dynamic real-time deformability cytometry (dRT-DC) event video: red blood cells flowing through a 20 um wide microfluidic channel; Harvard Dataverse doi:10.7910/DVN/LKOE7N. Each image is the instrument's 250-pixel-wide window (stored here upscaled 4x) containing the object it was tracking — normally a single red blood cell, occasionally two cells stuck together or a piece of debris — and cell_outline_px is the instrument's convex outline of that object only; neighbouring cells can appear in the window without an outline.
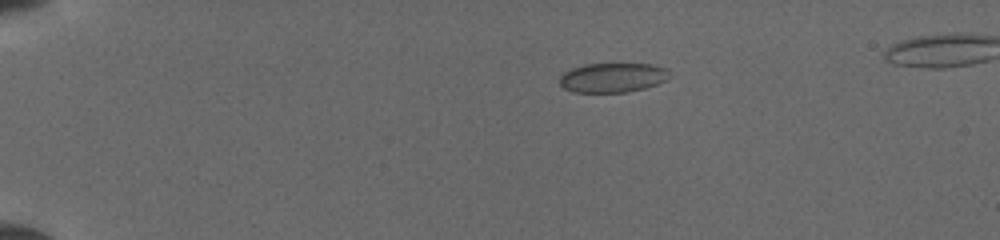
{"species": "common noctule bat (a hibernating species)", "species_latin": "Nyctalus noctula", "temperature_condition": "cold", "stored_images_in_passage": 5, "camera_frame_rate_fps": 3000, "um_per_image_px": 0.085, "animal": {"sex": "female", "body_mass_g": 19.5, "forearm_length_mm": 54.1}, "frame": {"image": 1, "passage_image": 1, "time_ms": 0.0, "image_size_px": [1000, 240], "cell_outline_px": [[668, 72], [664, 80], [656, 84], [644, 88], [624, 92], [572, 92], [564, 88], [560, 84], [560, 76], [564, 72], [572, 68], [584, 64], [652, 64], [668, 68]], "centroid_in_image_um": [52.03, 6.59], "position_along_channel_um": 33.0, "area_um2": 18.67}}
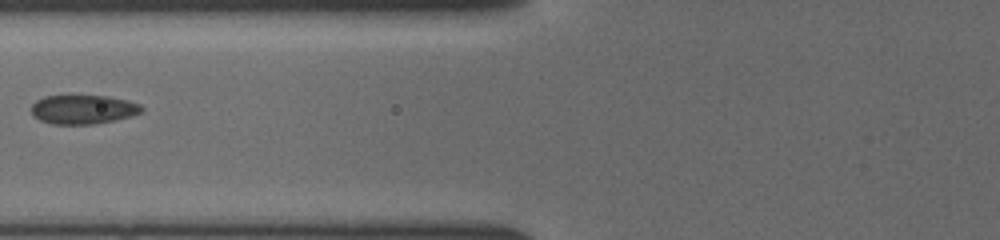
{"frame": {"image": 2, "passage_image": 5, "time_ms": 4.0, "image_size_px": [1000, 240], "cell_outline_px": [[144, 108], [140, 112], [128, 116], [112, 120], [92, 124], [52, 124], [40, 120], [32, 112], [32, 104], [36, 100], [44, 96], [68, 92], [72, 92], [108, 96], [128, 100], [140, 104]], "centroid_in_image_um": [7.01, 9.23], "position_along_channel_um": 118.8, "area_um2": 19.36}}